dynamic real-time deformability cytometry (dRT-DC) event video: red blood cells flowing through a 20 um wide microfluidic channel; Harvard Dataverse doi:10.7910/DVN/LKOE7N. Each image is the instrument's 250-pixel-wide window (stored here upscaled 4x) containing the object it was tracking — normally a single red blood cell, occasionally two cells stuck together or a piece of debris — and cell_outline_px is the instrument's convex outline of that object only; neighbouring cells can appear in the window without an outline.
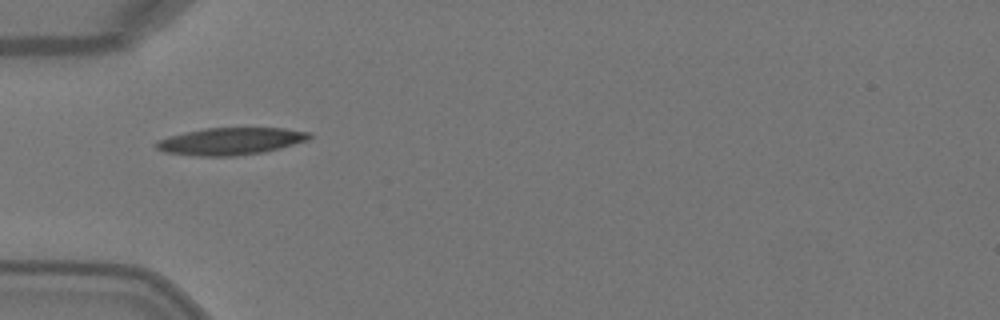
{"species": "Egyptian fruit bat (a non-hibernating species)", "species_latin": "Rousettus aegyptiacus", "temperature_condition": "warm", "stored_images_in_passage": 1, "camera_frame_rate_fps": 3000, "um_per_image_px": 0.085, "animal": {"sex": "female"}, "frame": {"image": 1, "passage_image": 1, "time_ms": 0.0, "image_size_px": [1000, 320], "cell_outline_px": [[312, 136], [308, 140], [280, 148], [264, 152], [236, 156], [200, 156], [164, 152], [156, 148], [152, 144], [156, 140], [168, 136], [184, 132], [204, 128], [284, 128], [308, 132]], "centroid_in_image_um": [19.55, 12.0], "position_along_channel_um": 65.4, "area_um2": 24.39}}